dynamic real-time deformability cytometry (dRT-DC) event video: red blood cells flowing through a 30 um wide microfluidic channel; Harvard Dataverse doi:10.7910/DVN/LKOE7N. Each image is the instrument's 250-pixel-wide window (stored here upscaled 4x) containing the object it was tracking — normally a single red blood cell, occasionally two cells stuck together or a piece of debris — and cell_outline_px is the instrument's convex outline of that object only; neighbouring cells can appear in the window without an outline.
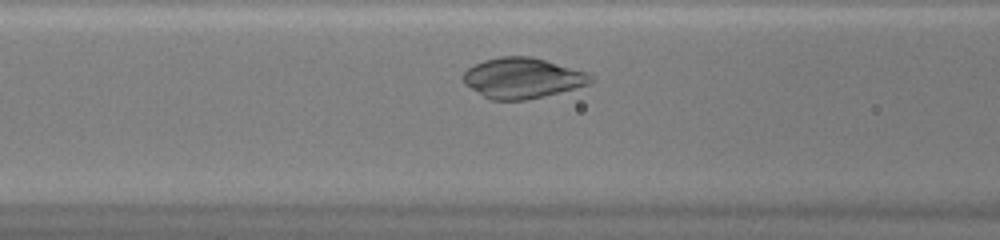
{"species": "common noctule bat (a hibernating species)", "species_latin": "Nyctalus noctula", "temperature_condition": "warm", "stored_images_in_passage": 28, "camera_frame_rate_fps": 3000, "um_per_image_px": 0.085, "animal": {"sex": "female", "body_mass_g": 20.0, "forearm_length_mm": 54.0}, "frame": {"image": 1, "passage_image": 8, "time_ms": 2.333, "image_size_px": [1000, 240], "cell_outline_px": [[592, 84], [544, 96], [524, 100], [492, 100], [484, 96], [464, 84], [460, 76], [468, 68], [484, 60], [500, 56], [532, 56], [584, 72], [592, 76]], "centroid_in_image_um": [44.37, 6.63], "position_along_channel_um": 122.2, "area_um2": 29.94}}
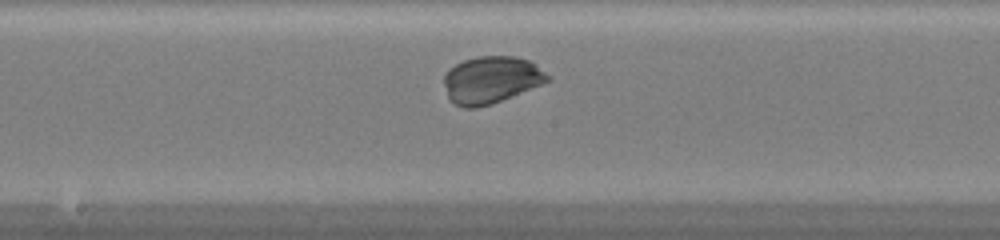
{"frame": {"image": 2, "passage_image": 14, "time_ms": 4.333, "image_size_px": [1000, 240], "cell_outline_px": [[552, 80], [500, 100], [476, 108], [464, 108], [456, 104], [448, 96], [444, 84], [444, 76], [448, 68], [464, 60], [480, 56], [516, 56], [528, 60], [536, 64], [552, 76]], "centroid_in_image_um": [41.77, 6.76], "position_along_channel_um": 206.4, "area_um2": 28.26}}
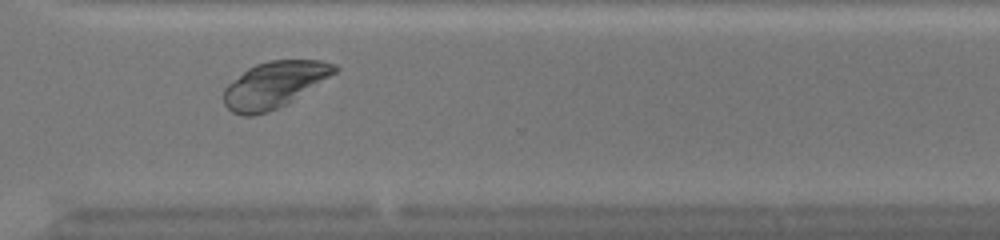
{"frame": {"image": 3, "passage_image": 24, "time_ms": 7.667, "image_size_px": [1000, 240], "cell_outline_px": [[340, 68], [336, 72], [288, 104], [268, 112], [252, 116], [244, 116], [232, 112], [224, 104], [224, 88], [228, 84], [248, 68], [256, 64], [268, 60], [320, 60], [336, 64]], "centroid_in_image_um": [23.32, 7.2], "position_along_channel_um": 347.3, "area_um2": 29.88}, "authors_computed_cell_mechanics": {"area_um2": 29.3335, "velocity_mm_per_s": 4.23, "shape_relaxation_time_tau1_ms": 3.7007, "shape_relaxation_time_tau2_ms": null, "deformation_change_tau1": 0.2072, "deformation_change_tau2": null}}